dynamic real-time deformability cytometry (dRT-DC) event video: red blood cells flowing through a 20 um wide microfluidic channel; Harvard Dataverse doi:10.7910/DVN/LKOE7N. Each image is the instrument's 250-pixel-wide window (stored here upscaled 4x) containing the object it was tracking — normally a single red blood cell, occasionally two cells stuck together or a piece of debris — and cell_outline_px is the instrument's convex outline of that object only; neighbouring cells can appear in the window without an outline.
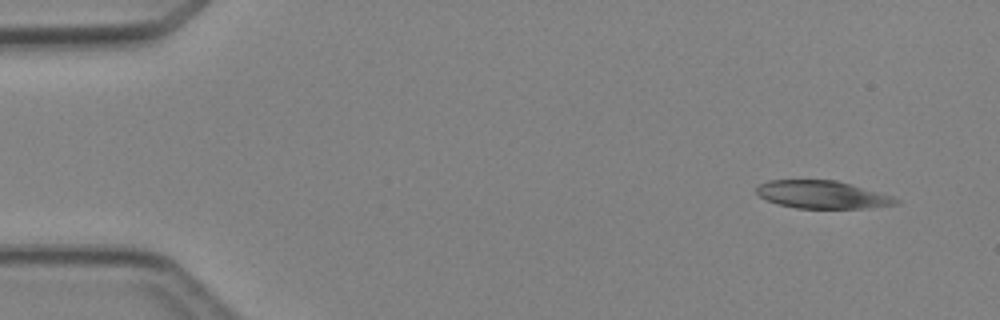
{"species": "Egyptian fruit bat (a non-hibernating species)", "species_latin": "Rousettus aegyptiacus", "temperature_condition": "cold", "stored_images_in_passage": 5, "camera_frame_rate_fps": 3000, "um_per_image_px": 0.085, "animal": {"sex": "female"}, "frame": {"image": 1, "passage_image": 1, "time_ms": 0.0, "image_size_px": [1000, 320], "cell_outline_px": [[900, 204], [868, 208], [796, 208], [776, 204], [764, 200], [756, 192], [756, 188], [760, 184], [768, 180], [836, 180], [892, 196], [900, 200]], "centroid_in_image_um": [69.87, 16.55], "position_along_channel_um": 15.1, "area_um2": 22.6}}